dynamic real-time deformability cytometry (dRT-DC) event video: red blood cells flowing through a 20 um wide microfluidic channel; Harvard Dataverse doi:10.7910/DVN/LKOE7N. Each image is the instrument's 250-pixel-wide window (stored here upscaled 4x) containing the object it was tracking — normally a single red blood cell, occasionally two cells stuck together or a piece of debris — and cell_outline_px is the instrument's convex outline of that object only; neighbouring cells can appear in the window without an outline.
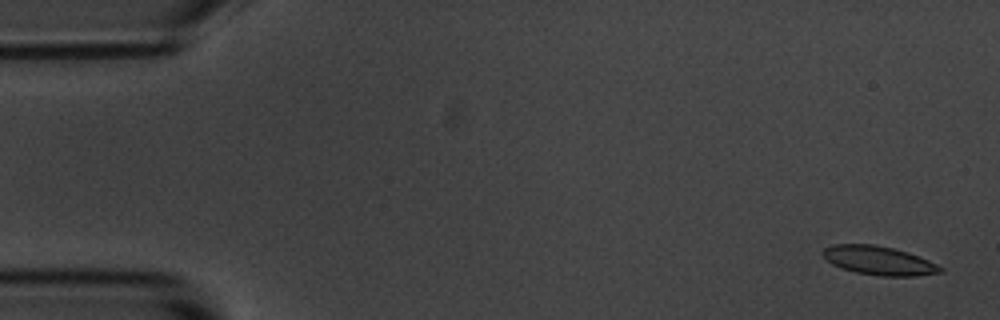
{"species": "common noctule bat (a hibernating species)", "species_latin": "Nyctalus noctula", "temperature_condition": "room temperature", "stored_images_in_passage": 5, "camera_frame_rate_fps": 3000, "um_per_image_px": 0.085, "animal": {"sex": "male", "body_mass_g": 20.1, "forearm_length_mm": 53.5}, "frame": {"image": 1, "passage_image": 1, "time_ms": 0.0, "image_size_px": [1000, 320], "cell_outline_px": [[944, 272], [916, 276], [880, 276], [856, 272], [832, 264], [820, 252], [824, 248], [832, 244], [876, 244], [908, 252], [928, 260], [944, 268]], "centroid_in_image_um": [74.72, 22.14], "position_along_channel_um": 10.3, "area_um2": 19.71}}
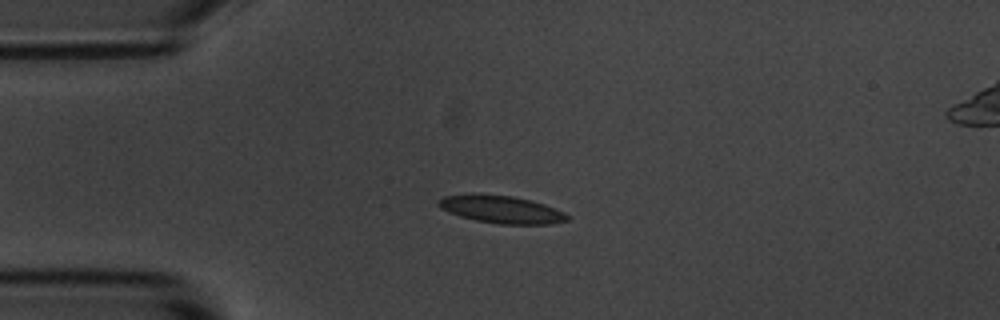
{"frame": {"image": 2, "passage_image": 4, "time_ms": 3.667, "image_size_px": [1000, 320], "cell_outline_px": [[568, 220], [552, 224], [500, 224], [476, 220], [460, 216], [448, 212], [440, 208], [436, 204], [436, 200], [444, 196], [472, 192], [512, 196], [532, 200], [556, 208], [564, 212], [568, 216]], "centroid_in_image_um": [42.56, 17.77], "position_along_channel_um": 42.4, "area_um2": 21.1}}